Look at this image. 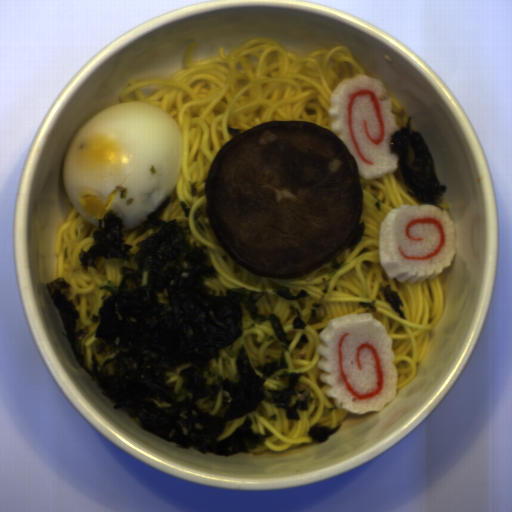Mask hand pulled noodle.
Returning a JSON list of instances; mask_svg holds the SVG:
<instances>
[{
	"label": "hand pulled noodle",
	"instance_id": "1",
	"mask_svg": "<svg viewBox=\"0 0 512 512\" xmlns=\"http://www.w3.org/2000/svg\"><path fill=\"white\" fill-rule=\"evenodd\" d=\"M196 43L191 42L184 51L183 70L172 78L129 81L120 103L148 101L174 120L181 135L180 169L163 220L188 225L190 242L206 247L218 274L217 279L205 282L207 294L224 296L227 290L238 288L259 292L265 286L268 295L258 300L257 311L279 319L289 341L284 358L290 370L302 373L300 386L314 397L306 411H298L299 421H289L284 410L275 408L272 402H260L248 415L226 423L216 439H226L249 417L255 433L272 431L271 438L251 453L274 455L314 444L308 436L313 426H341L351 413L339 409L327 396V385L320 378V334L331 320L368 313L383 323L391 338L397 391L415 378L422 365L432 331L444 315L445 297L440 273L423 282H399L390 278L380 263V224L402 205L426 204L409 194L398 169L376 178L359 176L364 235L361 242L335 257L347 263L334 277L328 279L326 274L335 258L297 278L279 279L250 273L231 257L211 228L205 193L215 157L234 138L227 126L242 132L266 122H311L331 131L328 110L337 85L356 75L374 76L344 44L297 55L270 38H256L234 51L224 53L221 47L219 54L195 61L191 56ZM182 200L190 208L189 219L184 217ZM196 208L203 210L199 220L206 234L193 221ZM386 284L399 292L406 319L385 302L379 288ZM281 286H288L293 295L305 289L310 298L282 300L272 291ZM323 294L327 317L309 325L310 309ZM372 300L376 313L358 303ZM292 304L299 308L306 329H293L291 322L296 313L289 308Z\"/></svg>",
	"mask_w": 512,
	"mask_h": 512
},
{
	"label": "hand pulled noodle",
	"instance_id": "2",
	"mask_svg": "<svg viewBox=\"0 0 512 512\" xmlns=\"http://www.w3.org/2000/svg\"><path fill=\"white\" fill-rule=\"evenodd\" d=\"M96 228L97 226L80 216L73 206L58 231L54 252L57 262L53 280L64 277L69 283L70 301L78 312L76 330L89 329L81 348L89 369L94 368L93 356L100 346L91 320V316L99 313L102 307L104 292L100 287L106 285L109 280L120 284L121 269L124 265L134 271L137 270L136 256L139 250L137 245L153 233L151 229L140 237H135V233L129 234L127 230H122L124 244L131 245L129 250L131 261L102 257L96 261L98 269L88 267L86 271L84 266H81L79 253L81 249L87 251L92 246Z\"/></svg>",
	"mask_w": 512,
	"mask_h": 512
},
{
	"label": "hand pulled noodle",
	"instance_id": "3",
	"mask_svg": "<svg viewBox=\"0 0 512 512\" xmlns=\"http://www.w3.org/2000/svg\"><path fill=\"white\" fill-rule=\"evenodd\" d=\"M242 324L243 334L231 343L233 350L237 352L241 346H244L250 362L255 366L280 357L281 343L277 340H268L273 334L270 322L255 324L250 311H244Z\"/></svg>",
	"mask_w": 512,
	"mask_h": 512
},
{
	"label": "hand pulled noodle",
	"instance_id": "4",
	"mask_svg": "<svg viewBox=\"0 0 512 512\" xmlns=\"http://www.w3.org/2000/svg\"><path fill=\"white\" fill-rule=\"evenodd\" d=\"M217 373L223 378H231L237 371L234 357L222 355L216 366Z\"/></svg>",
	"mask_w": 512,
	"mask_h": 512
},
{
	"label": "hand pulled noodle",
	"instance_id": "5",
	"mask_svg": "<svg viewBox=\"0 0 512 512\" xmlns=\"http://www.w3.org/2000/svg\"><path fill=\"white\" fill-rule=\"evenodd\" d=\"M389 95L392 99L391 110L395 113V122L397 127L400 129L405 126L410 116L402 102L391 93Z\"/></svg>",
	"mask_w": 512,
	"mask_h": 512
},
{
	"label": "hand pulled noodle",
	"instance_id": "6",
	"mask_svg": "<svg viewBox=\"0 0 512 512\" xmlns=\"http://www.w3.org/2000/svg\"><path fill=\"white\" fill-rule=\"evenodd\" d=\"M281 381V374L278 372L273 374L271 377H269L266 382L264 383V387L267 389H275L278 387Z\"/></svg>",
	"mask_w": 512,
	"mask_h": 512
},
{
	"label": "hand pulled noodle",
	"instance_id": "7",
	"mask_svg": "<svg viewBox=\"0 0 512 512\" xmlns=\"http://www.w3.org/2000/svg\"><path fill=\"white\" fill-rule=\"evenodd\" d=\"M441 207H443V209L445 210V212L447 213L449 218L452 219L450 206H449V204L447 203V201L445 200L444 197H443V200H442Z\"/></svg>",
	"mask_w": 512,
	"mask_h": 512
}]
</instances>
